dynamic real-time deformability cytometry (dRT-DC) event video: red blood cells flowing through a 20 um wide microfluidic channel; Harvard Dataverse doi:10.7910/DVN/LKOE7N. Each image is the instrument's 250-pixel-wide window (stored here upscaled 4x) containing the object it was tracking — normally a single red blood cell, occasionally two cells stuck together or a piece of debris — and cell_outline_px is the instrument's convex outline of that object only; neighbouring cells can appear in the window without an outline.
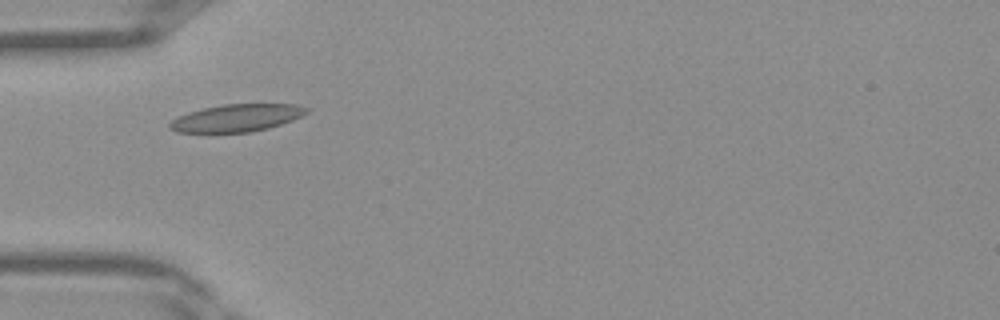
{"species": "Egyptian fruit bat (a non-hibernating species)", "species_latin": "Rousettus aegyptiacus", "temperature_condition": "warm", "stored_images_in_passage": 29, "camera_frame_rate_fps": 3000, "um_per_image_px": 0.085, "frame": {"image": 1, "passage_image": 2, "time_ms": 0.333, "image_size_px": [1000, 320], "cell_outline_px": [[308, 112], [292, 120], [268, 128], [252, 132], [176, 132], [168, 128], [168, 124], [172, 120], [188, 112], [204, 108], [224, 104], [296, 104], [308, 108]], "centroid_in_image_um": [20.11, 10.02], "position_along_channel_um": 64.9, "area_um2": 21.68}}
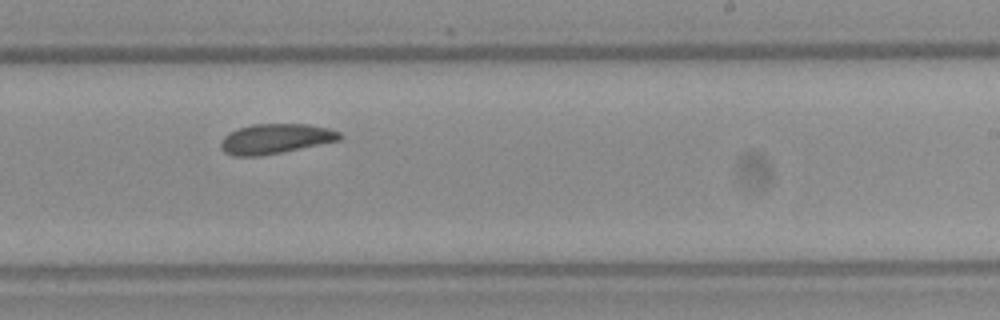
{"frame": {"image": 2, "passage_image": 14, "time_ms": 4.333, "image_size_px": [1000, 320], "cell_outline_px": [[344, 136], [340, 140], [260, 156], [232, 156], [224, 152], [220, 144], [220, 140], [228, 132], [236, 128], [252, 124], [308, 124], [328, 128], [340, 132]], "centroid_in_image_um": [23.38, 11.78], "position_along_channel_um": 265.6, "area_um2": 20.81}}
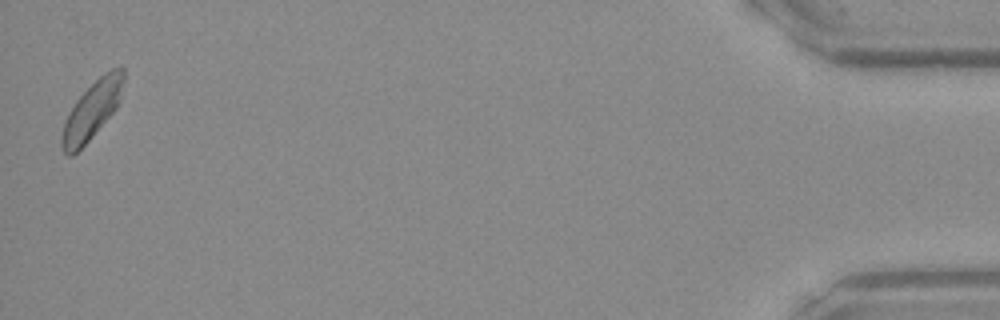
{"frame": {"image": 3, "passage_image": 29, "time_ms": 9.333, "image_size_px": [1000, 320], "cell_outline_px": [[124, 80], [120, 100], [116, 108], [92, 136], [72, 156], [68, 156], [64, 152], [60, 144], [60, 140], [64, 124], [76, 100], [104, 72], [120, 64], [124, 64]], "centroid_in_image_um": [7.85, 9.32], "position_along_channel_um": 427.3, "area_um2": 20.46}}